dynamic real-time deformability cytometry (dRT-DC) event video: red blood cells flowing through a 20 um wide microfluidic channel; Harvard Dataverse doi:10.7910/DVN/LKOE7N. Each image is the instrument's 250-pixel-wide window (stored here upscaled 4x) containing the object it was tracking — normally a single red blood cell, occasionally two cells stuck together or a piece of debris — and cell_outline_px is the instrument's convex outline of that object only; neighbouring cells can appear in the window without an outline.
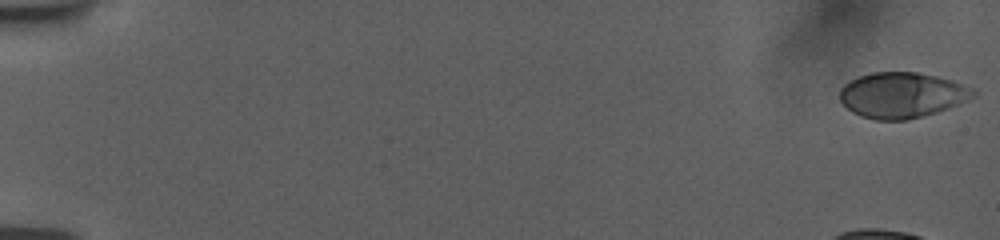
{"species": "human", "species_latin": "Homo sapiens", "temperature_condition": "room temperature", "stored_images_in_passage": 50, "camera_frame_rate_fps": 3000, "um_per_image_px": 0.085, "donor": {"sex": "female"}, "frame": {"image": 1, "passage_image": 1, "time_ms": 0.0, "image_size_px": [1000, 240], "cell_outline_px": [[976, 96], [960, 104], [924, 116], [908, 120], [876, 120], [860, 116], [852, 112], [840, 100], [840, 88], [844, 84], [860, 76], [872, 72], [916, 72], [936, 76], [952, 80], [976, 88]], "centroid_in_image_um": [76.7, 8.09], "position_along_channel_um": 8.3, "area_um2": 35.66}}